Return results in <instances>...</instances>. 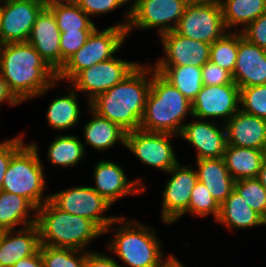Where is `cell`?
Segmentation results:
<instances>
[{
    "label": "cell",
    "instance_id": "6da1fadb",
    "mask_svg": "<svg viewBox=\"0 0 266 267\" xmlns=\"http://www.w3.org/2000/svg\"><path fill=\"white\" fill-rule=\"evenodd\" d=\"M0 73L20 101L45 94L57 84V73L29 42L2 44Z\"/></svg>",
    "mask_w": 266,
    "mask_h": 267
},
{
    "label": "cell",
    "instance_id": "7a4b0ae2",
    "mask_svg": "<svg viewBox=\"0 0 266 267\" xmlns=\"http://www.w3.org/2000/svg\"><path fill=\"white\" fill-rule=\"evenodd\" d=\"M149 67L139 64L123 81L93 99L89 108L126 132L140 129L151 86L147 75L152 73V67Z\"/></svg>",
    "mask_w": 266,
    "mask_h": 267
},
{
    "label": "cell",
    "instance_id": "3957f363",
    "mask_svg": "<svg viewBox=\"0 0 266 267\" xmlns=\"http://www.w3.org/2000/svg\"><path fill=\"white\" fill-rule=\"evenodd\" d=\"M188 114L192 115V103L153 67L140 129L180 135Z\"/></svg>",
    "mask_w": 266,
    "mask_h": 267
},
{
    "label": "cell",
    "instance_id": "277c9868",
    "mask_svg": "<svg viewBox=\"0 0 266 267\" xmlns=\"http://www.w3.org/2000/svg\"><path fill=\"white\" fill-rule=\"evenodd\" d=\"M36 212L41 245L84 250L90 241L104 233L93 221L64 212L50 200Z\"/></svg>",
    "mask_w": 266,
    "mask_h": 267
},
{
    "label": "cell",
    "instance_id": "5b68a950",
    "mask_svg": "<svg viewBox=\"0 0 266 267\" xmlns=\"http://www.w3.org/2000/svg\"><path fill=\"white\" fill-rule=\"evenodd\" d=\"M124 219L120 217L119 223L122 222L123 226L116 228L117 232L108 247L126 266L163 267L173 257L170 255L164 259L160 241L151 227L131 220L125 222Z\"/></svg>",
    "mask_w": 266,
    "mask_h": 267
},
{
    "label": "cell",
    "instance_id": "8992f818",
    "mask_svg": "<svg viewBox=\"0 0 266 267\" xmlns=\"http://www.w3.org/2000/svg\"><path fill=\"white\" fill-rule=\"evenodd\" d=\"M43 168L36 143L24 144L9 162L2 191L25 197L38 209L50 200V196L43 197L46 188Z\"/></svg>",
    "mask_w": 266,
    "mask_h": 267
},
{
    "label": "cell",
    "instance_id": "52a82bcc",
    "mask_svg": "<svg viewBox=\"0 0 266 267\" xmlns=\"http://www.w3.org/2000/svg\"><path fill=\"white\" fill-rule=\"evenodd\" d=\"M129 22L110 26L103 31L95 28L85 44L57 72V81L71 80L79 71L113 58L127 37Z\"/></svg>",
    "mask_w": 266,
    "mask_h": 267
},
{
    "label": "cell",
    "instance_id": "ba28073f",
    "mask_svg": "<svg viewBox=\"0 0 266 267\" xmlns=\"http://www.w3.org/2000/svg\"><path fill=\"white\" fill-rule=\"evenodd\" d=\"M175 31L208 44L221 38L227 30L219 0H190Z\"/></svg>",
    "mask_w": 266,
    "mask_h": 267
},
{
    "label": "cell",
    "instance_id": "9c48e42d",
    "mask_svg": "<svg viewBox=\"0 0 266 267\" xmlns=\"http://www.w3.org/2000/svg\"><path fill=\"white\" fill-rule=\"evenodd\" d=\"M50 201L64 212L93 221L104 234L111 230L113 224L120 222V217L101 216L112 205L92 187L77 186L56 192L50 195Z\"/></svg>",
    "mask_w": 266,
    "mask_h": 267
},
{
    "label": "cell",
    "instance_id": "30bf717a",
    "mask_svg": "<svg viewBox=\"0 0 266 267\" xmlns=\"http://www.w3.org/2000/svg\"><path fill=\"white\" fill-rule=\"evenodd\" d=\"M189 0H134L127 12V35L132 27L151 29L158 27L159 34L177 27ZM174 25H171V23Z\"/></svg>",
    "mask_w": 266,
    "mask_h": 267
},
{
    "label": "cell",
    "instance_id": "8fae6325",
    "mask_svg": "<svg viewBox=\"0 0 266 267\" xmlns=\"http://www.w3.org/2000/svg\"><path fill=\"white\" fill-rule=\"evenodd\" d=\"M173 135L136 129L126 133L125 146L142 163L168 173L178 163L170 143Z\"/></svg>",
    "mask_w": 266,
    "mask_h": 267
},
{
    "label": "cell",
    "instance_id": "7c38bea8",
    "mask_svg": "<svg viewBox=\"0 0 266 267\" xmlns=\"http://www.w3.org/2000/svg\"><path fill=\"white\" fill-rule=\"evenodd\" d=\"M138 65L114 56L79 71L69 82L77 92H87L90 103L99 94L123 81Z\"/></svg>",
    "mask_w": 266,
    "mask_h": 267
},
{
    "label": "cell",
    "instance_id": "4fadbf2b",
    "mask_svg": "<svg viewBox=\"0 0 266 267\" xmlns=\"http://www.w3.org/2000/svg\"><path fill=\"white\" fill-rule=\"evenodd\" d=\"M1 44L28 42L37 16L44 9L39 0H0Z\"/></svg>",
    "mask_w": 266,
    "mask_h": 267
},
{
    "label": "cell",
    "instance_id": "5bb4252c",
    "mask_svg": "<svg viewBox=\"0 0 266 267\" xmlns=\"http://www.w3.org/2000/svg\"><path fill=\"white\" fill-rule=\"evenodd\" d=\"M239 105L240 88L236 83L203 85L192 102V116L197 119L221 117L225 124L240 109Z\"/></svg>",
    "mask_w": 266,
    "mask_h": 267
},
{
    "label": "cell",
    "instance_id": "9a60e30c",
    "mask_svg": "<svg viewBox=\"0 0 266 267\" xmlns=\"http://www.w3.org/2000/svg\"><path fill=\"white\" fill-rule=\"evenodd\" d=\"M169 173L172 177L162 192L161 217L165 223H173L188 212L191 191L198 181L196 171L189 166H181L180 162Z\"/></svg>",
    "mask_w": 266,
    "mask_h": 267
},
{
    "label": "cell",
    "instance_id": "2e32d148",
    "mask_svg": "<svg viewBox=\"0 0 266 267\" xmlns=\"http://www.w3.org/2000/svg\"><path fill=\"white\" fill-rule=\"evenodd\" d=\"M165 58L157 61L155 66H185L202 67L209 61L210 45L206 42L187 38L175 30L159 35Z\"/></svg>",
    "mask_w": 266,
    "mask_h": 267
},
{
    "label": "cell",
    "instance_id": "e0dca14e",
    "mask_svg": "<svg viewBox=\"0 0 266 267\" xmlns=\"http://www.w3.org/2000/svg\"><path fill=\"white\" fill-rule=\"evenodd\" d=\"M239 88L266 84V50L249 42L238 31V53L232 73Z\"/></svg>",
    "mask_w": 266,
    "mask_h": 267
},
{
    "label": "cell",
    "instance_id": "ac0fdd59",
    "mask_svg": "<svg viewBox=\"0 0 266 267\" xmlns=\"http://www.w3.org/2000/svg\"><path fill=\"white\" fill-rule=\"evenodd\" d=\"M179 136L196 148V160L223 158L227 147L225 124L221 128L215 126L214 122L199 119V121L184 124Z\"/></svg>",
    "mask_w": 266,
    "mask_h": 267
},
{
    "label": "cell",
    "instance_id": "d6986e66",
    "mask_svg": "<svg viewBox=\"0 0 266 267\" xmlns=\"http://www.w3.org/2000/svg\"><path fill=\"white\" fill-rule=\"evenodd\" d=\"M93 175L96 186L92 188L111 205L127 194L136 195L145 191L140 179L128 181L123 168L113 161L98 162Z\"/></svg>",
    "mask_w": 266,
    "mask_h": 267
},
{
    "label": "cell",
    "instance_id": "ffe728a7",
    "mask_svg": "<svg viewBox=\"0 0 266 267\" xmlns=\"http://www.w3.org/2000/svg\"><path fill=\"white\" fill-rule=\"evenodd\" d=\"M60 34L53 13L43 9L37 16L28 40L56 73L61 69Z\"/></svg>",
    "mask_w": 266,
    "mask_h": 267
},
{
    "label": "cell",
    "instance_id": "44dd1931",
    "mask_svg": "<svg viewBox=\"0 0 266 267\" xmlns=\"http://www.w3.org/2000/svg\"><path fill=\"white\" fill-rule=\"evenodd\" d=\"M227 145L264 150L266 120L240 109L225 123Z\"/></svg>",
    "mask_w": 266,
    "mask_h": 267
},
{
    "label": "cell",
    "instance_id": "7402d4cb",
    "mask_svg": "<svg viewBox=\"0 0 266 267\" xmlns=\"http://www.w3.org/2000/svg\"><path fill=\"white\" fill-rule=\"evenodd\" d=\"M13 231H3L0 239V265L2 267H12L20 259L36 254L41 246L36 224L21 227L14 233Z\"/></svg>",
    "mask_w": 266,
    "mask_h": 267
},
{
    "label": "cell",
    "instance_id": "603a6c76",
    "mask_svg": "<svg viewBox=\"0 0 266 267\" xmlns=\"http://www.w3.org/2000/svg\"><path fill=\"white\" fill-rule=\"evenodd\" d=\"M197 178L203 183L216 202L221 205L234 189V179L226 168L223 158L196 160Z\"/></svg>",
    "mask_w": 266,
    "mask_h": 267
},
{
    "label": "cell",
    "instance_id": "cb8c5ba5",
    "mask_svg": "<svg viewBox=\"0 0 266 267\" xmlns=\"http://www.w3.org/2000/svg\"><path fill=\"white\" fill-rule=\"evenodd\" d=\"M265 157L263 150L227 145L223 155L226 168L234 181L257 178Z\"/></svg>",
    "mask_w": 266,
    "mask_h": 267
},
{
    "label": "cell",
    "instance_id": "d4e9b609",
    "mask_svg": "<svg viewBox=\"0 0 266 267\" xmlns=\"http://www.w3.org/2000/svg\"><path fill=\"white\" fill-rule=\"evenodd\" d=\"M216 221L224 224L229 229H247L266 225V221L246 204L243 197L235 189L220 205V214Z\"/></svg>",
    "mask_w": 266,
    "mask_h": 267
},
{
    "label": "cell",
    "instance_id": "484cf974",
    "mask_svg": "<svg viewBox=\"0 0 266 267\" xmlns=\"http://www.w3.org/2000/svg\"><path fill=\"white\" fill-rule=\"evenodd\" d=\"M30 211H34L33 217H29ZM37 208L25 197L0 191V229L16 230L17 225L25 227L36 224ZM28 217L30 219H28Z\"/></svg>",
    "mask_w": 266,
    "mask_h": 267
},
{
    "label": "cell",
    "instance_id": "4316f807",
    "mask_svg": "<svg viewBox=\"0 0 266 267\" xmlns=\"http://www.w3.org/2000/svg\"><path fill=\"white\" fill-rule=\"evenodd\" d=\"M93 119L84 125L85 144L97 150H107L121 141L125 147L126 131L107 118L99 116L90 108Z\"/></svg>",
    "mask_w": 266,
    "mask_h": 267
},
{
    "label": "cell",
    "instance_id": "83f0119b",
    "mask_svg": "<svg viewBox=\"0 0 266 267\" xmlns=\"http://www.w3.org/2000/svg\"><path fill=\"white\" fill-rule=\"evenodd\" d=\"M168 82L177 88L190 103H192L203 87L202 67L185 66H155Z\"/></svg>",
    "mask_w": 266,
    "mask_h": 267
},
{
    "label": "cell",
    "instance_id": "f1b7e54d",
    "mask_svg": "<svg viewBox=\"0 0 266 267\" xmlns=\"http://www.w3.org/2000/svg\"><path fill=\"white\" fill-rule=\"evenodd\" d=\"M225 28L248 26L266 12V0H219ZM247 24V25H246Z\"/></svg>",
    "mask_w": 266,
    "mask_h": 267
},
{
    "label": "cell",
    "instance_id": "f546056e",
    "mask_svg": "<svg viewBox=\"0 0 266 267\" xmlns=\"http://www.w3.org/2000/svg\"><path fill=\"white\" fill-rule=\"evenodd\" d=\"M68 96L57 97L47 110V122L57 130L72 128L79 122L80 108L77 102L78 94L75 89L69 91Z\"/></svg>",
    "mask_w": 266,
    "mask_h": 267
},
{
    "label": "cell",
    "instance_id": "4dcf8cb0",
    "mask_svg": "<svg viewBox=\"0 0 266 267\" xmlns=\"http://www.w3.org/2000/svg\"><path fill=\"white\" fill-rule=\"evenodd\" d=\"M48 158L54 165L75 166L85 154V146L74 135L56 136L48 148Z\"/></svg>",
    "mask_w": 266,
    "mask_h": 267
},
{
    "label": "cell",
    "instance_id": "1f68e13d",
    "mask_svg": "<svg viewBox=\"0 0 266 267\" xmlns=\"http://www.w3.org/2000/svg\"><path fill=\"white\" fill-rule=\"evenodd\" d=\"M49 10L53 13L60 32L94 30L96 28L78 4L59 5Z\"/></svg>",
    "mask_w": 266,
    "mask_h": 267
},
{
    "label": "cell",
    "instance_id": "d6a6232c",
    "mask_svg": "<svg viewBox=\"0 0 266 267\" xmlns=\"http://www.w3.org/2000/svg\"><path fill=\"white\" fill-rule=\"evenodd\" d=\"M238 53V32L226 33L210 45L209 60L233 73Z\"/></svg>",
    "mask_w": 266,
    "mask_h": 267
},
{
    "label": "cell",
    "instance_id": "836d02e7",
    "mask_svg": "<svg viewBox=\"0 0 266 267\" xmlns=\"http://www.w3.org/2000/svg\"><path fill=\"white\" fill-rule=\"evenodd\" d=\"M40 254L44 267H84L85 265V252L83 250L41 245Z\"/></svg>",
    "mask_w": 266,
    "mask_h": 267
},
{
    "label": "cell",
    "instance_id": "e575fe53",
    "mask_svg": "<svg viewBox=\"0 0 266 267\" xmlns=\"http://www.w3.org/2000/svg\"><path fill=\"white\" fill-rule=\"evenodd\" d=\"M234 189L266 221V189L260 181L257 178L238 180L234 182Z\"/></svg>",
    "mask_w": 266,
    "mask_h": 267
},
{
    "label": "cell",
    "instance_id": "d590c367",
    "mask_svg": "<svg viewBox=\"0 0 266 267\" xmlns=\"http://www.w3.org/2000/svg\"><path fill=\"white\" fill-rule=\"evenodd\" d=\"M188 212L201 217L213 214L215 220L219 217L220 205L200 181H197L194 189L191 191Z\"/></svg>",
    "mask_w": 266,
    "mask_h": 267
},
{
    "label": "cell",
    "instance_id": "8d00e7d4",
    "mask_svg": "<svg viewBox=\"0 0 266 267\" xmlns=\"http://www.w3.org/2000/svg\"><path fill=\"white\" fill-rule=\"evenodd\" d=\"M240 110L266 120V84L240 88Z\"/></svg>",
    "mask_w": 266,
    "mask_h": 267
},
{
    "label": "cell",
    "instance_id": "74e56055",
    "mask_svg": "<svg viewBox=\"0 0 266 267\" xmlns=\"http://www.w3.org/2000/svg\"><path fill=\"white\" fill-rule=\"evenodd\" d=\"M93 30L65 31L60 34L61 67L87 41Z\"/></svg>",
    "mask_w": 266,
    "mask_h": 267
},
{
    "label": "cell",
    "instance_id": "f35d334b",
    "mask_svg": "<svg viewBox=\"0 0 266 267\" xmlns=\"http://www.w3.org/2000/svg\"><path fill=\"white\" fill-rule=\"evenodd\" d=\"M202 80L207 86L235 83L231 72L210 60L202 66Z\"/></svg>",
    "mask_w": 266,
    "mask_h": 267
},
{
    "label": "cell",
    "instance_id": "ab89813d",
    "mask_svg": "<svg viewBox=\"0 0 266 267\" xmlns=\"http://www.w3.org/2000/svg\"><path fill=\"white\" fill-rule=\"evenodd\" d=\"M240 31L249 42L266 50V12Z\"/></svg>",
    "mask_w": 266,
    "mask_h": 267
},
{
    "label": "cell",
    "instance_id": "60d3db41",
    "mask_svg": "<svg viewBox=\"0 0 266 267\" xmlns=\"http://www.w3.org/2000/svg\"><path fill=\"white\" fill-rule=\"evenodd\" d=\"M23 134L19 137L0 143V191L3 179L12 156L24 145Z\"/></svg>",
    "mask_w": 266,
    "mask_h": 267
},
{
    "label": "cell",
    "instance_id": "b9f144b4",
    "mask_svg": "<svg viewBox=\"0 0 266 267\" xmlns=\"http://www.w3.org/2000/svg\"><path fill=\"white\" fill-rule=\"evenodd\" d=\"M126 3V0H80L78 5L88 16H92L106 14Z\"/></svg>",
    "mask_w": 266,
    "mask_h": 267
},
{
    "label": "cell",
    "instance_id": "7bdbcfd3",
    "mask_svg": "<svg viewBox=\"0 0 266 267\" xmlns=\"http://www.w3.org/2000/svg\"><path fill=\"white\" fill-rule=\"evenodd\" d=\"M84 267H123L118 264L113 258L105 254L95 252H85V265Z\"/></svg>",
    "mask_w": 266,
    "mask_h": 267
},
{
    "label": "cell",
    "instance_id": "ee69618b",
    "mask_svg": "<svg viewBox=\"0 0 266 267\" xmlns=\"http://www.w3.org/2000/svg\"><path fill=\"white\" fill-rule=\"evenodd\" d=\"M3 101H7L9 105H18L21 103L10 91L6 80L0 73V103H2Z\"/></svg>",
    "mask_w": 266,
    "mask_h": 267
},
{
    "label": "cell",
    "instance_id": "f6af8a7d",
    "mask_svg": "<svg viewBox=\"0 0 266 267\" xmlns=\"http://www.w3.org/2000/svg\"><path fill=\"white\" fill-rule=\"evenodd\" d=\"M12 267H44L40 249L36 254L20 259Z\"/></svg>",
    "mask_w": 266,
    "mask_h": 267
},
{
    "label": "cell",
    "instance_id": "bcb514c9",
    "mask_svg": "<svg viewBox=\"0 0 266 267\" xmlns=\"http://www.w3.org/2000/svg\"><path fill=\"white\" fill-rule=\"evenodd\" d=\"M80 0H39L44 9H51L59 5L78 4Z\"/></svg>",
    "mask_w": 266,
    "mask_h": 267
},
{
    "label": "cell",
    "instance_id": "7dc6e473",
    "mask_svg": "<svg viewBox=\"0 0 266 267\" xmlns=\"http://www.w3.org/2000/svg\"><path fill=\"white\" fill-rule=\"evenodd\" d=\"M257 179L260 181L262 186L266 189V159H264L261 165Z\"/></svg>",
    "mask_w": 266,
    "mask_h": 267
},
{
    "label": "cell",
    "instance_id": "c3c4849f",
    "mask_svg": "<svg viewBox=\"0 0 266 267\" xmlns=\"http://www.w3.org/2000/svg\"><path fill=\"white\" fill-rule=\"evenodd\" d=\"M163 267H186L181 264L174 256Z\"/></svg>",
    "mask_w": 266,
    "mask_h": 267
},
{
    "label": "cell",
    "instance_id": "681fc988",
    "mask_svg": "<svg viewBox=\"0 0 266 267\" xmlns=\"http://www.w3.org/2000/svg\"><path fill=\"white\" fill-rule=\"evenodd\" d=\"M0 43H1V6H0Z\"/></svg>",
    "mask_w": 266,
    "mask_h": 267
},
{
    "label": "cell",
    "instance_id": "f907efd6",
    "mask_svg": "<svg viewBox=\"0 0 266 267\" xmlns=\"http://www.w3.org/2000/svg\"><path fill=\"white\" fill-rule=\"evenodd\" d=\"M263 154H264V157L266 159V144H265V147H264V150H263Z\"/></svg>",
    "mask_w": 266,
    "mask_h": 267
},
{
    "label": "cell",
    "instance_id": "816d5d0a",
    "mask_svg": "<svg viewBox=\"0 0 266 267\" xmlns=\"http://www.w3.org/2000/svg\"><path fill=\"white\" fill-rule=\"evenodd\" d=\"M2 233H3V230L0 229V239H1Z\"/></svg>",
    "mask_w": 266,
    "mask_h": 267
}]
</instances>
